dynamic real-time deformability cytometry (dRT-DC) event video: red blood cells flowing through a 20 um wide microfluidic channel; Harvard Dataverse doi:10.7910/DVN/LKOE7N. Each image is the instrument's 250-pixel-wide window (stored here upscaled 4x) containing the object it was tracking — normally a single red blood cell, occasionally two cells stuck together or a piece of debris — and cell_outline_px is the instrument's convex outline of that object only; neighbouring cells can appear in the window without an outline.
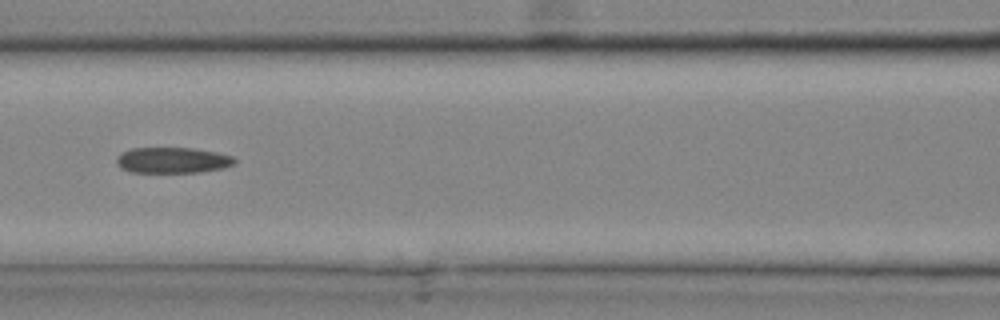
{"species": "common noctule bat (a hibernating species)", "species_latin": "Nyctalus noctula", "temperature_condition": "cold", "stored_images_in_passage": 27, "camera_frame_rate_fps": 3000, "um_per_image_px": 0.085, "animal": {"sex": "male", "body_mass_g": 20.4}, "frame": {"image": 1, "passage_image": 12, "time_ms": 3.667, "image_size_px": [1000, 320], "cell_outline_px": [[236, 164], [224, 168], [200, 172], [132, 172], [120, 168], [116, 160], [116, 156], [120, 152], [132, 148], [192, 148], [216, 152], [232, 156], [236, 160]], "centroid_in_image_um": [14.66, 13.62], "position_along_channel_um": 151.9, "area_um2": 17.86}}